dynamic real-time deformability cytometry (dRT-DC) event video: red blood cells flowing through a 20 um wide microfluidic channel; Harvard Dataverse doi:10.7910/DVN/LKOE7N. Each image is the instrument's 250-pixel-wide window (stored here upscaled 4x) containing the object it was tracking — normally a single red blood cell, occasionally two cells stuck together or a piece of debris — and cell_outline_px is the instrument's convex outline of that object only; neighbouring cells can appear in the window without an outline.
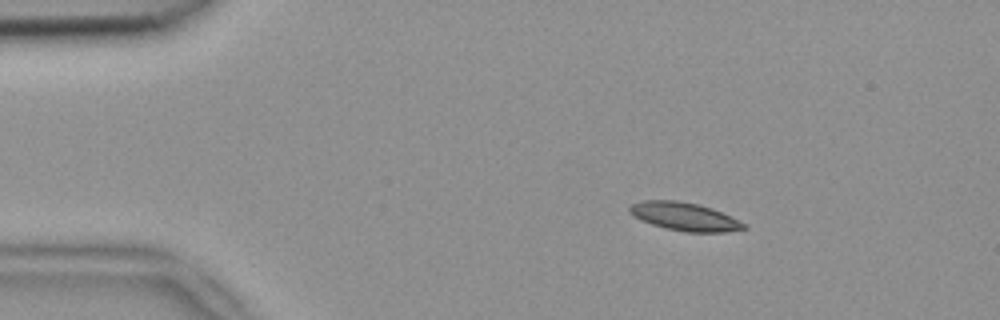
{"species": "common noctule bat (a hibernating species)", "species_latin": "Nyctalus noctula", "temperature_condition": "room temperature", "stored_images_in_passage": 3, "camera_frame_rate_fps": 3000, "um_per_image_px": 0.085, "animal": {"sex": "female", "body_mass_g": 18.4}, "frame": {"image": 1, "passage_image": 1, "time_ms": 0.0, "image_size_px": [1000, 320], "cell_outline_px": [[748, 228], [724, 232], [684, 232], [664, 228], [640, 220], [628, 212], [628, 208], [632, 204], [644, 200], [676, 200], [696, 204], [712, 208], [744, 224]], "centroid_in_image_um": [58.12, 18.41], "position_along_channel_um": 26.9, "area_um2": 18.55}}
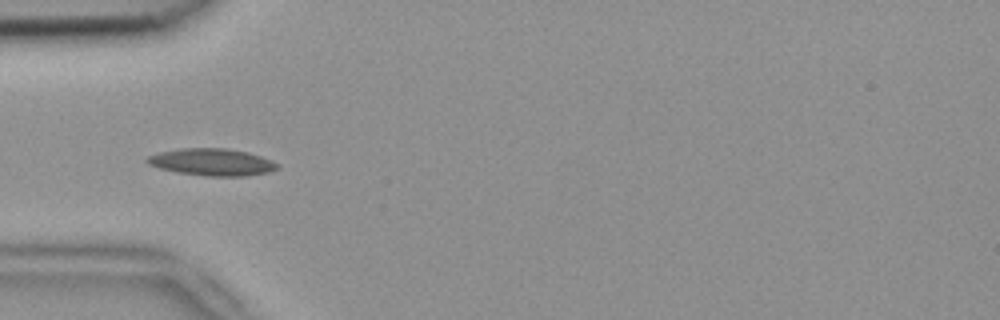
{"frame": {"image": 2, "passage_image": 3, "time_ms": 0.667, "image_size_px": [1000, 320], "cell_outline_px": [[280, 168], [268, 172], [244, 176], [208, 176], [176, 172], [160, 168], [148, 164], [144, 160], [148, 156], [160, 152], [180, 148], [228, 148], [248, 152], [272, 160], [280, 164]], "centroid_in_image_um": [18.04, 13.77], "position_along_channel_um": 67.0, "area_um2": 20.63}}